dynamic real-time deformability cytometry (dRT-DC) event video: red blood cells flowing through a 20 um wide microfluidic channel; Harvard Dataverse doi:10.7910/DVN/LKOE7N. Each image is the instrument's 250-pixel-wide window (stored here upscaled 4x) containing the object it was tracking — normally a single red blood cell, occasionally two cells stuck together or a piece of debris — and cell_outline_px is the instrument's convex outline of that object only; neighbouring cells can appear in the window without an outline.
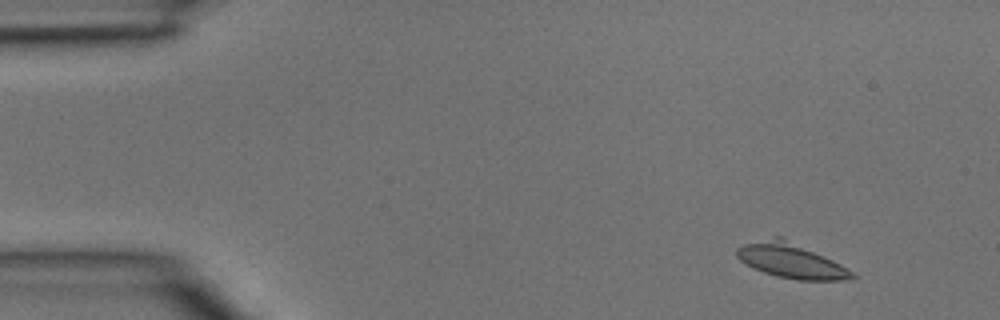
{"species": "common noctule bat (a hibernating species)", "species_latin": "Nyctalus noctula", "temperature_condition": "room temperature", "stored_images_in_passage": 4, "segment_of_instrument_passage": [1, 2], "camera_frame_rate_fps": 3000, "um_per_image_px": 0.085, "animal": {"sex": "male", "body_mass_g": 15.6}, "frame": {"image": 1, "passage_image": 1, "time_ms": 0.0, "image_size_px": [1000, 320], "cell_outline_px": [[856, 276], [844, 280], [800, 280], [776, 276], [752, 268], [740, 260], [736, 256], [736, 248], [744, 244], [772, 236], [784, 236], [856, 272]], "centroid_in_image_um": [67.22, 22.14], "position_along_channel_um": 17.8, "area_um2": 23.47}}
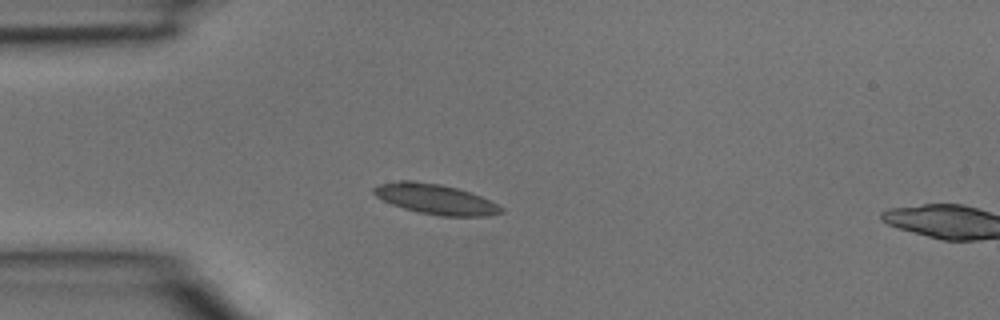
{"frame": {"image": 2, "passage_image": 3, "time_ms": 0.667, "image_size_px": [1000, 320], "cell_outline_px": [[504, 212], [488, 216], [440, 216], [420, 212], [404, 208], [392, 204], [376, 196], [372, 192], [372, 188], [380, 184], [400, 180], [412, 180], [440, 184], [456, 188], [480, 196], [504, 208]], "centroid_in_image_um": [37.0, 16.92], "position_along_channel_um": 48.0, "area_um2": 22.14}}